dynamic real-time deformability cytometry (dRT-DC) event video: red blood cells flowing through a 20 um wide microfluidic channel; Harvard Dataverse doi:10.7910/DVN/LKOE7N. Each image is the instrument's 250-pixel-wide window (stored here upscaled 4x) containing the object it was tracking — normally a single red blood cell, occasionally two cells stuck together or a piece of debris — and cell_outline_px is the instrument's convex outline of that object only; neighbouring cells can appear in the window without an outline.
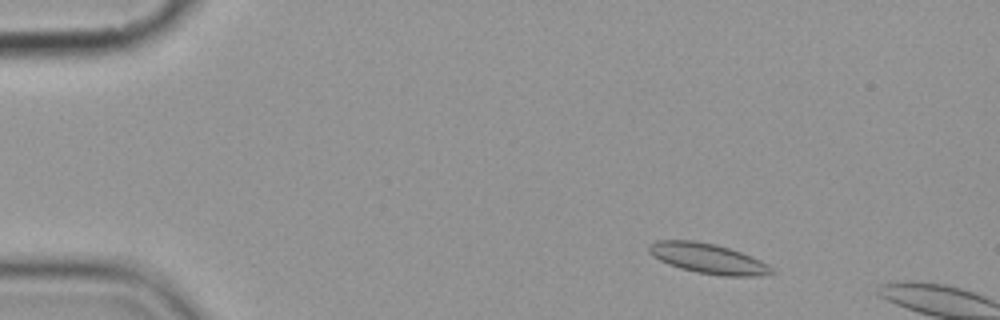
{"species": "common noctule bat (a hibernating species)", "species_latin": "Nyctalus noctula", "temperature_condition": "cold", "stored_images_in_passage": 4, "camera_frame_rate_fps": 3000, "um_per_image_px": 0.085, "animal": {"sex": "female", "body_mass_g": 19.9}, "frame": {"image": 1, "passage_image": 2, "time_ms": 1.333, "image_size_px": [1000, 320], "cell_outline_px": [[776, 272], [760, 276], [724, 276], [696, 272], [680, 268], [668, 264], [652, 256], [648, 252], [648, 244], [656, 240], [692, 240], [716, 244], [752, 256], [768, 264]], "centroid_in_image_um": [60.16, 21.97], "position_along_channel_um": 24.8, "area_um2": 21.62}}